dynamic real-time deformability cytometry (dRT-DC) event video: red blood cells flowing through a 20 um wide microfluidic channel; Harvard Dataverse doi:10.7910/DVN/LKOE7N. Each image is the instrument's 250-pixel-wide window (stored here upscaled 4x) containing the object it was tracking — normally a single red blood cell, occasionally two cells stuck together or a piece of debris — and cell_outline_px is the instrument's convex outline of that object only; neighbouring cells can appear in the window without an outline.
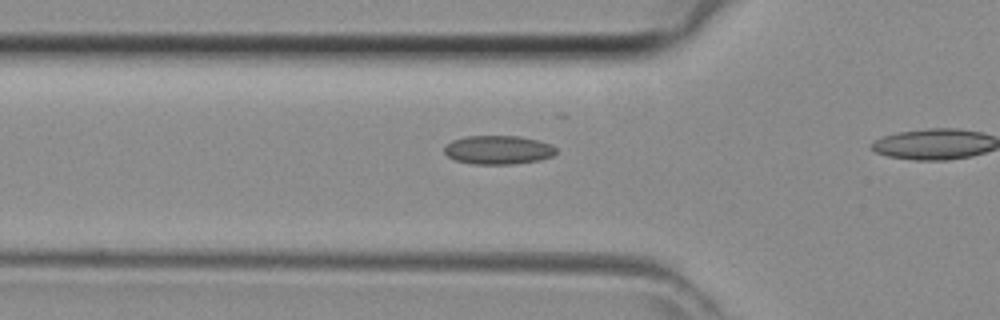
{"species": "common noctule bat (a hibernating species)", "species_latin": "Nyctalus noctula", "temperature_condition": "room temperature", "stored_images_in_passage": 13, "camera_frame_rate_fps": 3000, "um_per_image_px": 0.085, "animal": {"sex": "female", "body_mass_g": 29.2, "forearm_length_mm": 56.3}, "frame": {"image": 1, "passage_image": 11, "time_ms": 3.333, "image_size_px": [1000, 320], "cell_outline_px": [[556, 152], [552, 156], [540, 160], [512, 164], [472, 164], [456, 160], [448, 156], [444, 152], [444, 148], [452, 140], [464, 136], [520, 136], [552, 144], [556, 148]], "centroid_in_image_um": [42.35, 12.74], "position_along_channel_um": 83.4, "area_um2": 18.73}}